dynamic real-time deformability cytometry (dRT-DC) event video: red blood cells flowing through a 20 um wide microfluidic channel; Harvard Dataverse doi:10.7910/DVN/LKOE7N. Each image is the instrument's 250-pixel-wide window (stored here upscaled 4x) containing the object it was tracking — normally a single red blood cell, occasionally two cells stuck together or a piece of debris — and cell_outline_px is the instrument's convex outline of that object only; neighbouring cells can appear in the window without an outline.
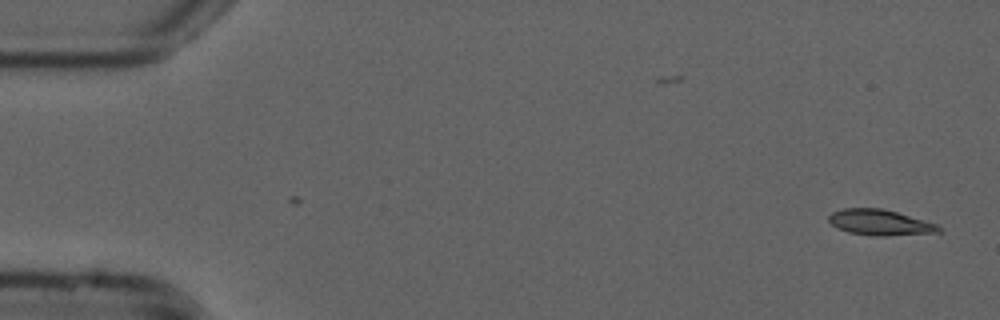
{"species": "common noctule bat (a hibernating species)", "species_latin": "Nyctalus noctula", "temperature_condition": "cold", "stored_images_in_passage": 9, "camera_frame_rate_fps": 3000, "um_per_image_px": 0.085, "animal": {"sex": "male", "forearm_length_mm": 52.5}, "frame": {"image": 1, "passage_image": 1, "time_ms": 0.0, "image_size_px": [1000, 320], "cell_outline_px": [[944, 232], [884, 236], [872, 236], [848, 232], [836, 228], [828, 220], [828, 216], [832, 212], [844, 208], [880, 208], [896, 212], [936, 224], [944, 228]], "centroid_in_image_um": [74.8, 18.92], "position_along_channel_um": 10.2, "area_um2": 16.53}}